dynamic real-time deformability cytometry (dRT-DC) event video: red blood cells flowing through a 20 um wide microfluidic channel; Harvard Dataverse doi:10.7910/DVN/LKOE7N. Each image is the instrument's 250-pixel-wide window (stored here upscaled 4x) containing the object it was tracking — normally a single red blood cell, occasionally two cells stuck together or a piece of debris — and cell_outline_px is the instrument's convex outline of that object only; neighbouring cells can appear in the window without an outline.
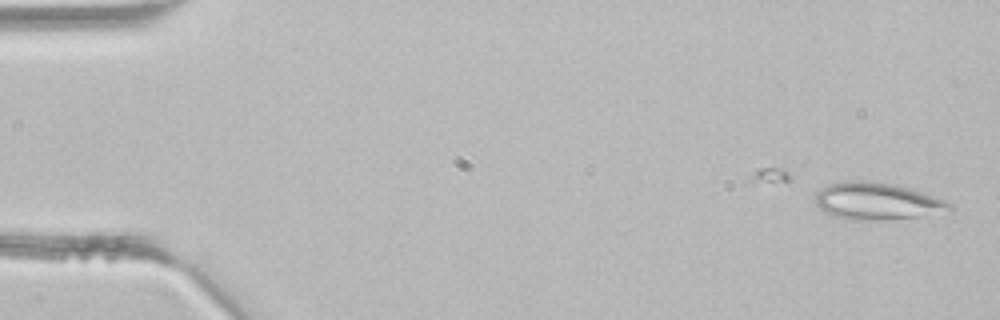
{"species": "common noctule bat (a hibernating species)", "species_latin": "Nyctalus noctula", "temperature_condition": "room temperature", "stored_images_in_passage": 42, "camera_frame_rate_fps": 3000, "um_per_image_px": 0.085, "animal": {"sex": "male", "body_mass_g": 21.5, "forearm_length_mm": 52.0}, "frame": {"image": 1, "passage_image": 1, "time_ms": 0.0, "image_size_px": [1000, 320], "cell_outline_px": [[952, 208], [916, 216], [876, 220], [856, 220], [832, 216], [820, 208], [816, 204], [816, 192], [828, 184], [860, 180], [892, 184], [908, 188], [944, 200], [952, 204]], "centroid_in_image_um": [74.45, 17.09], "position_along_channel_um": 10.6, "area_um2": 27.98}}
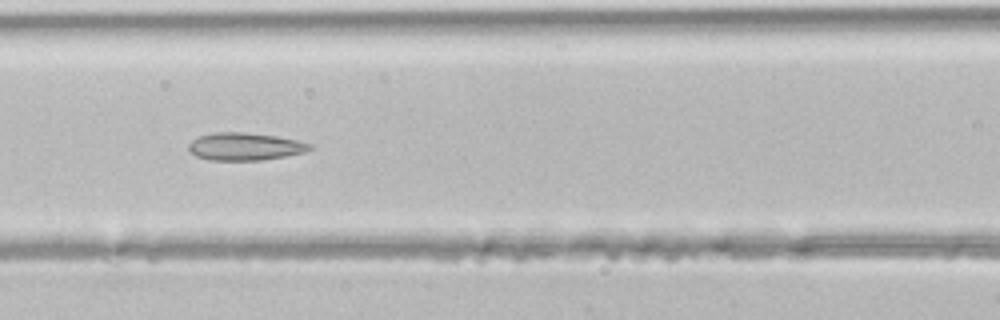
{"frame": {"image": 2, "passage_image": 18, "time_ms": 5.667, "image_size_px": [1000, 320], "cell_outline_px": [[312, 148], [304, 152], [264, 160], [208, 160], [196, 156], [188, 152], [188, 144], [192, 140], [200, 136], [216, 132], [244, 132], [276, 136], [296, 140], [312, 144]], "centroid_in_image_um": [20.78, 12.46], "position_along_channel_um": 145.8, "area_um2": 19.48}}
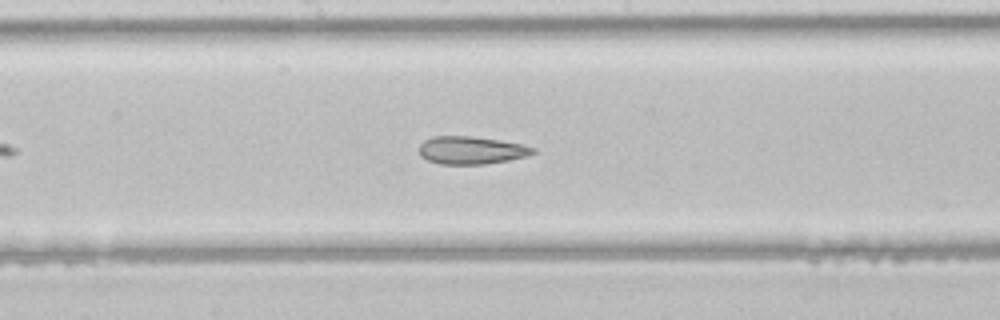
{"frame": {"image": 3, "passage_image": 22, "time_ms": 7.0, "image_size_px": [1000, 320], "cell_outline_px": [[536, 152], [528, 156], [508, 160], [484, 164], [440, 164], [428, 160], [420, 156], [420, 144], [424, 140], [432, 136], [472, 136], [520, 144], [536, 148]], "centroid_in_image_um": [40.04, 12.77], "position_along_channel_um": 208.2, "area_um2": 18.32}}